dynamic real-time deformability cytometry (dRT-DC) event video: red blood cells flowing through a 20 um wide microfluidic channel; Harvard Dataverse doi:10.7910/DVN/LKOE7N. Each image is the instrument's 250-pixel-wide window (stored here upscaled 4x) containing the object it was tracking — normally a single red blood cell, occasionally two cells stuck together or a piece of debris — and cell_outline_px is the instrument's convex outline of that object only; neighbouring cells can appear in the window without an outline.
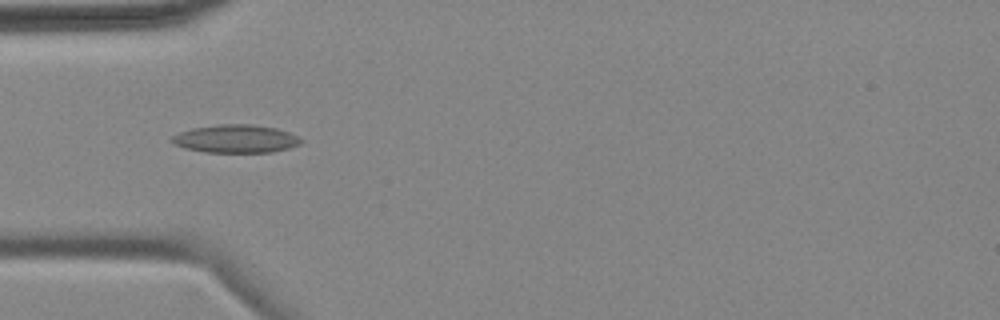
{"species": "common noctule bat (a hibernating species)", "species_latin": "Nyctalus noctula", "temperature_condition": "cold", "stored_images_in_passage": 12, "camera_frame_rate_fps": 3000, "um_per_image_px": 0.085, "animal": {"sex": "female", "body_mass_g": 18.4}, "frame": {"image": 1, "passage_image": 3, "time_ms": 3.333, "image_size_px": [1000, 320], "cell_outline_px": [[304, 140], [300, 144], [288, 148], [272, 152], [204, 152], [184, 148], [172, 144], [168, 140], [172, 136], [180, 132], [192, 128], [220, 124], [252, 124], [276, 128], [288, 132]], "centroid_in_image_um": [20.0, 11.8], "position_along_channel_um": 65.0, "area_um2": 21.21}}
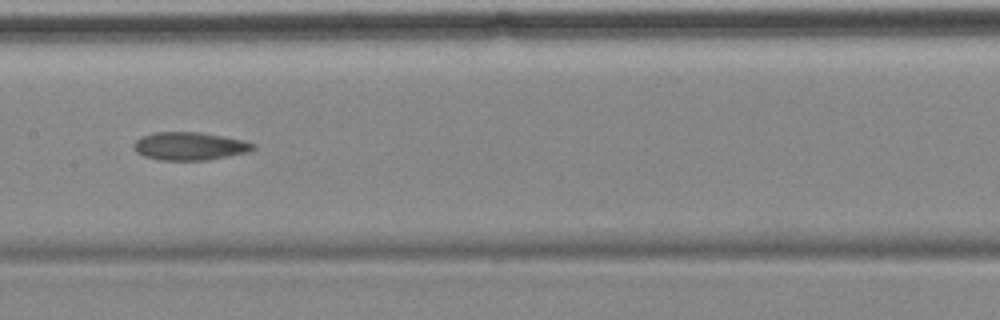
{"frame": {"image": 2, "passage_image": 6, "time_ms": 7.0, "image_size_px": [1000, 320], "cell_outline_px": [[256, 148], [248, 152], [208, 160], [160, 160], [144, 156], [136, 152], [132, 148], [132, 144], [140, 136], [152, 132], [200, 132], [224, 136], [244, 140], [256, 144]], "centroid_in_image_um": [16.1, 12.41], "position_along_channel_um": 191.3, "area_um2": 19.77}}
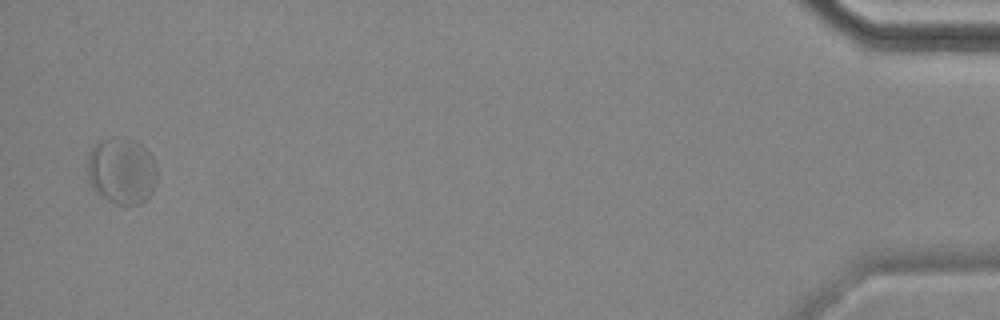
{"frame": {"image": 3, "passage_image": 12, "time_ms": 16.333, "image_size_px": [1000, 320], "cell_outline_px": [[156, 184], [152, 192], [140, 204], [116, 204], [108, 200], [96, 192], [88, 180], [88, 156], [92, 148], [104, 136], [124, 136], [136, 140], [152, 156], [156, 164]], "centroid_in_image_um": [10.34, 14.48], "position_along_channel_um": 424.9, "area_um2": 27.34}, "authors_computed_cell_mechanics": {"area_um2": 20.8369, "velocity_mm_per_s": 3.4582, "shape_relaxation_time_tau1_ms": null, "shape_relaxation_time_tau2_ms": 1.4994, "deformation_change_tau1": null, "deformation_change_tau2": 0.0361}}